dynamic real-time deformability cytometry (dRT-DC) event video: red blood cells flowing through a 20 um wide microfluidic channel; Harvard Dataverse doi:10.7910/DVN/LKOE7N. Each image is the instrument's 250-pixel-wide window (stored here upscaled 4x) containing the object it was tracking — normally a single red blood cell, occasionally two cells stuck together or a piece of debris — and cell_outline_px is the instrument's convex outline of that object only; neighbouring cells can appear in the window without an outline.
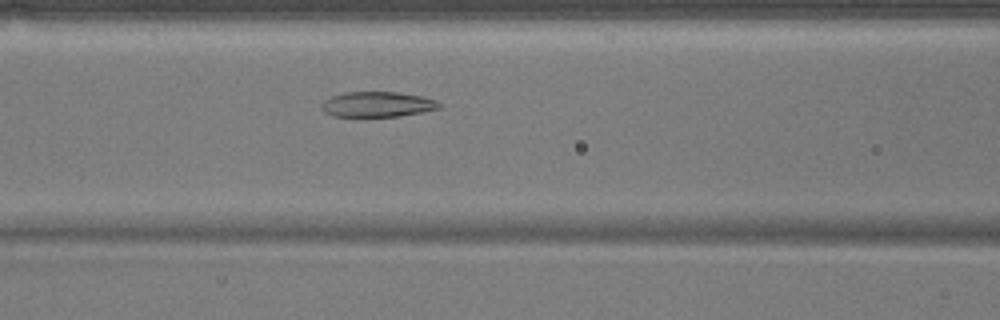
{"species": "common noctule bat (a hibernating species)", "species_latin": "Nyctalus noctula", "temperature_condition": "warm", "stored_images_in_passage": 38, "camera_frame_rate_fps": 3000, "um_per_image_px": 0.085, "animal": {"sex": "male", "body_mass_g": 17.9}, "frame": {"image": 1, "passage_image": 15, "time_ms": 4.667, "image_size_px": [1000, 320], "cell_outline_px": [[440, 108], [420, 112], [396, 116], [332, 116], [320, 108], [320, 104], [324, 100], [332, 96], [344, 92], [400, 92], [424, 96], [436, 100], [440, 104]], "centroid_in_image_um": [32.06, 8.85], "position_along_channel_um": 134.5, "area_um2": 17.28}}
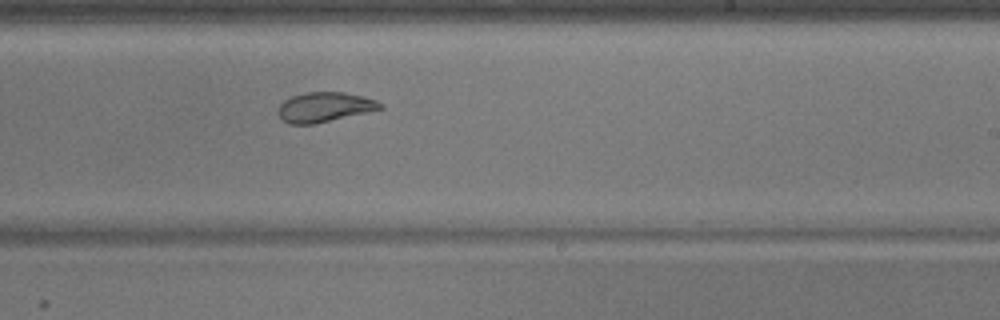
{"frame": {"image": 2, "passage_image": 25, "time_ms": 8.0, "image_size_px": [1000, 320], "cell_outline_px": [[384, 108], [368, 112], [316, 124], [288, 124], [276, 112], [280, 104], [284, 100], [292, 96], [304, 92], [344, 92], [364, 96], [376, 100], [384, 104]], "centroid_in_image_um": [27.6, 9.1], "position_along_channel_um": 261.4, "area_um2": 17.92}}
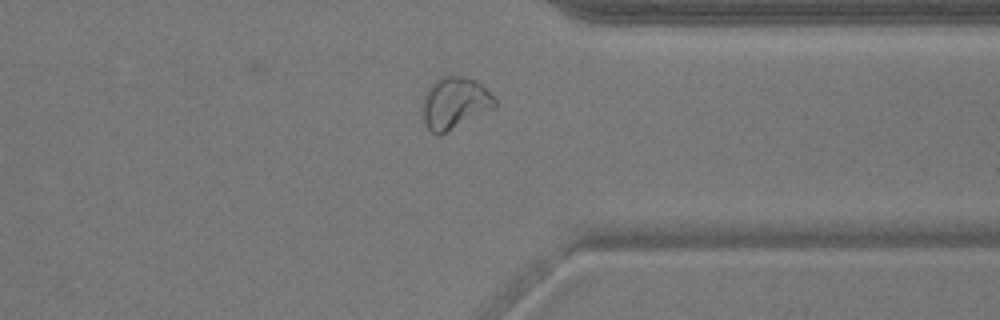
{"frame": {"image": 3, "passage_image": 34, "time_ms": 11.0, "image_size_px": [1000, 320], "cell_outline_px": [[496, 108], [440, 136], [436, 136], [424, 124], [420, 108], [424, 96], [428, 88], [436, 80], [448, 76], [460, 76], [476, 80], [496, 100]], "centroid_in_image_um": [38.62, 8.81], "position_along_channel_um": 372.8, "area_um2": 22.08}, "authors_computed_cell_mechanics": {"area_um2": 18.4671, "velocity_mm_per_s": 3.8091, "shape_relaxation_time_tau1_ms": 8.9394, "shape_relaxation_time_tau2_ms": 1.4675, "deformation_change_tau1": 0.2556, "deformation_change_tau2": 0.0706}}